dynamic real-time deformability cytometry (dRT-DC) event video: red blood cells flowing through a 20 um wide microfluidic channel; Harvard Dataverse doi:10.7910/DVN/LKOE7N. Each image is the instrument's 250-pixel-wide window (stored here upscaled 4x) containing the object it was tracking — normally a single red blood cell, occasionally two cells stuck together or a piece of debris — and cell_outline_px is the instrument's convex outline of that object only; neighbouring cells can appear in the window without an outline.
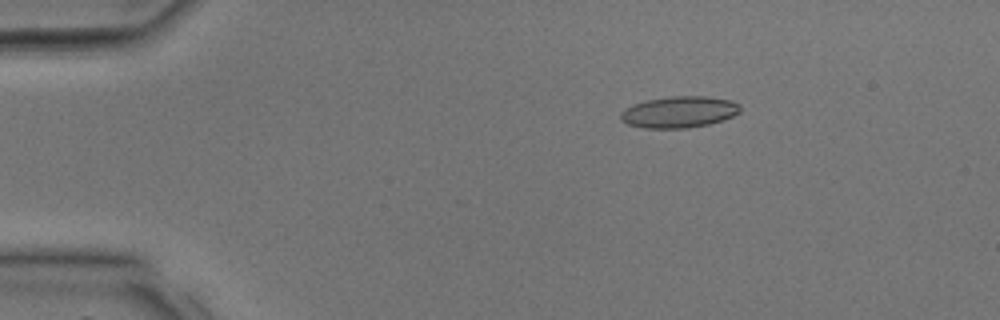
{"species": "common noctule bat (a hibernating species)", "species_latin": "Nyctalus noctula", "temperature_condition": "room temperature", "stored_images_in_passage": 13, "camera_frame_rate_fps": 3000, "um_per_image_px": 0.085, "animal": {"sex": "male", "body_mass_g": 17.9, "forearm_length_mm": 54.2}, "frame": {"image": 1, "passage_image": 6, "time_ms": 1.667, "image_size_px": [1000, 320], "cell_outline_px": [[740, 112], [724, 120], [708, 124], [684, 128], [644, 128], [628, 124], [620, 120], [620, 112], [624, 108], [632, 104], [648, 100], [672, 96], [708, 96], [732, 100], [740, 104]], "centroid_in_image_um": [57.72, 9.51], "position_along_channel_um": 27.3, "area_um2": 22.02}}
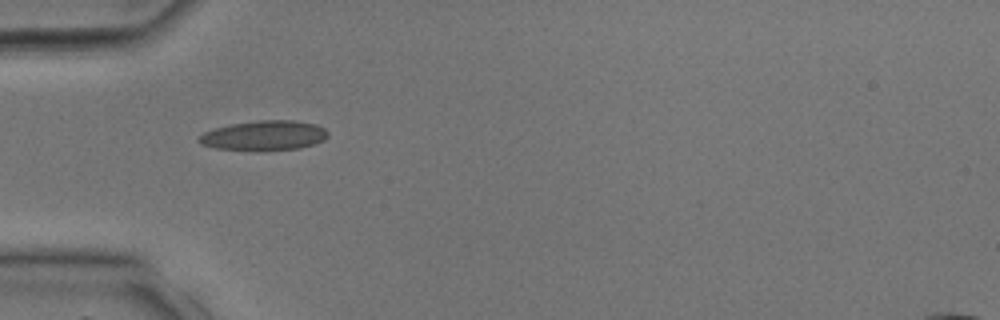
{"frame": {"image": 2, "passage_image": 11, "time_ms": 3.333, "image_size_px": [1000, 320], "cell_outline_px": [[328, 136], [324, 140], [300, 148], [252, 152], [212, 148], [200, 144], [196, 140], [204, 132], [216, 128], [232, 124], [260, 120], [296, 120], [316, 124], [324, 128], [328, 132]], "centroid_in_image_um": [22.43, 11.54], "position_along_channel_um": 62.6, "area_um2": 22.83}}